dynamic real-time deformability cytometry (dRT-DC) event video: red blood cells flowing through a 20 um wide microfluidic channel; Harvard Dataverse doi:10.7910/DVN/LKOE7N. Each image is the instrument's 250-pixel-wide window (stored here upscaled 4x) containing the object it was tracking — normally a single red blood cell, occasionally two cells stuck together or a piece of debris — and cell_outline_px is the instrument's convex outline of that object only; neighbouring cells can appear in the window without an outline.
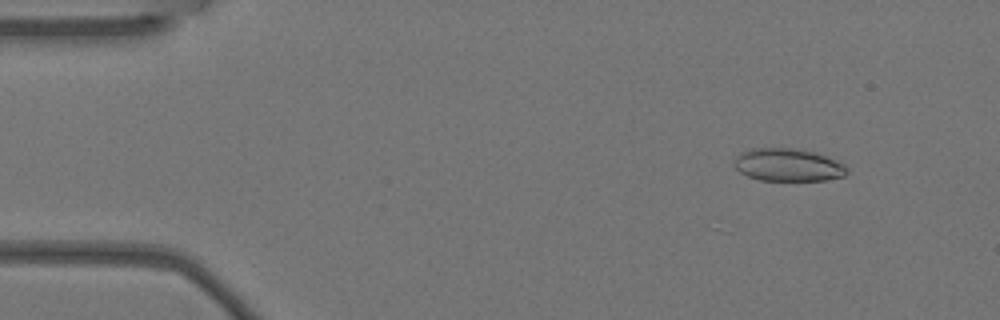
{"species": "Egyptian fruit bat (a non-hibernating species)", "species_latin": "Rousettus aegyptiacus", "temperature_condition": "warm", "stored_images_in_passage": 5, "camera_frame_rate_fps": 3000, "um_per_image_px": 0.085, "animal": {"sex": "female"}, "frame": {"image": 1, "passage_image": 1, "time_ms": 0.0, "image_size_px": [1000, 320], "cell_outline_px": [[848, 172], [844, 176], [828, 180], [760, 180], [748, 176], [740, 172], [732, 164], [736, 156], [740, 152], [752, 148], [792, 148], [812, 152], [828, 156], [844, 164], [848, 168]], "centroid_in_image_um": [66.98, 14.02], "position_along_channel_um": 18.0, "area_um2": 21.62}}
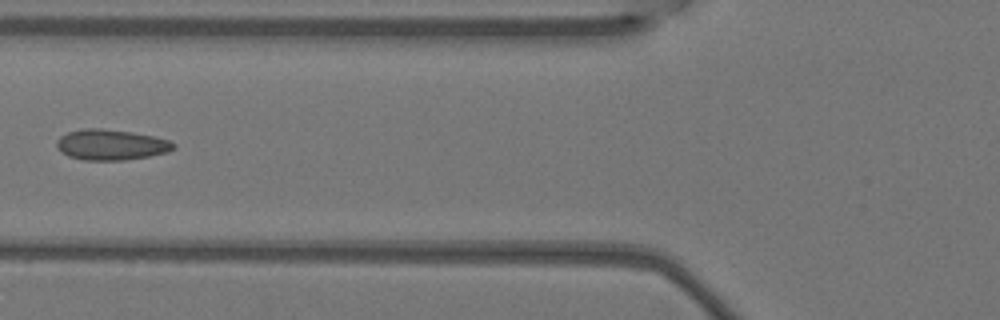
{"frame": {"image": 2, "passage_image": 5, "time_ms": 1.333, "image_size_px": [1000, 320], "cell_outline_px": [[176, 148], [168, 152], [148, 156], [124, 160], [84, 160], [68, 156], [60, 152], [56, 148], [56, 140], [60, 136], [68, 132], [84, 128], [100, 128], [132, 132], [152, 136], [168, 140], [176, 144]], "centroid_in_image_um": [9.41, 12.3], "position_along_channel_um": 116.4, "area_um2": 20.92}}